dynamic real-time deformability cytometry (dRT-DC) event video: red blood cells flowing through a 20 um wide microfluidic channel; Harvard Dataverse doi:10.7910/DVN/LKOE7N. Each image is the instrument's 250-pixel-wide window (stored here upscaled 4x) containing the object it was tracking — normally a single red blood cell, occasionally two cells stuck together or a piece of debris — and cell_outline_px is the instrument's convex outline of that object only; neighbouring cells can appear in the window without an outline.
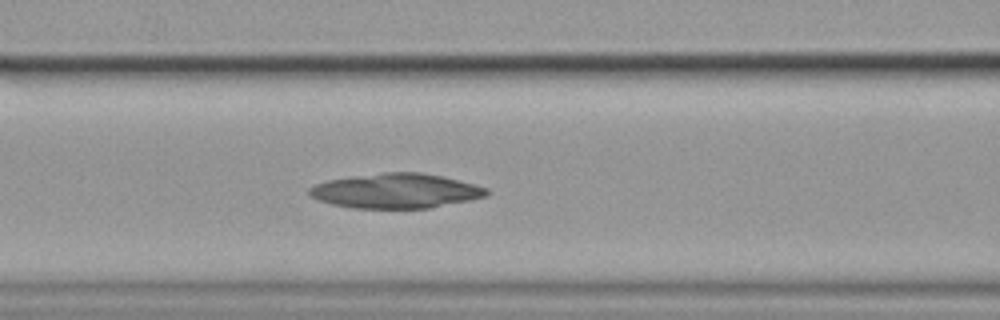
{"species": "common noctule bat (a hibernating species)", "species_latin": "Nyctalus noctula", "temperature_condition": "cold", "stored_images_in_passage": 49, "camera_frame_rate_fps": 3000, "um_per_image_px": 0.085, "animal": {"sex": "female", "body_mass_g": 19.9}, "frame": {"image": 1, "passage_image": 22, "time_ms": 7.0, "image_size_px": [1000, 320], "cell_outline_px": [[488, 196], [428, 208], [352, 208], [332, 204], [308, 196], [308, 188], [316, 184], [328, 180], [352, 176], [384, 172], [420, 172], [440, 176], [488, 188]], "centroid_in_image_um": [33.6, 16.22], "position_along_channel_um": 133.0, "area_um2": 35.6}}
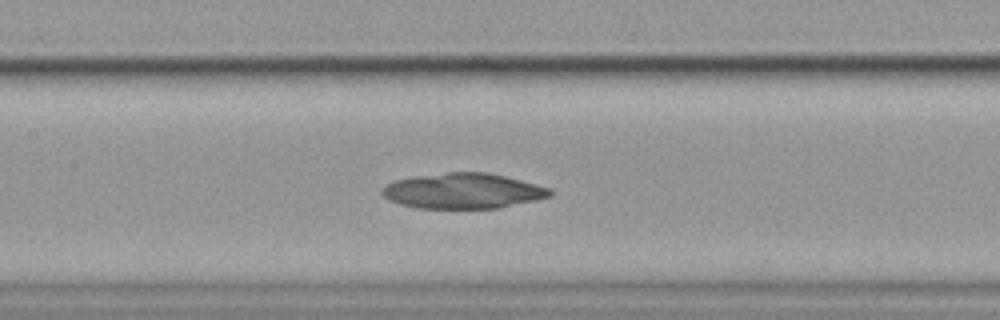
{"frame": {"image": 2, "passage_image": 25, "time_ms": 8.0, "image_size_px": [1000, 320], "cell_outline_px": [[552, 196], [536, 200], [500, 208], [416, 208], [400, 204], [388, 200], [380, 192], [380, 188], [384, 184], [396, 180], [412, 176], [448, 172], [488, 172], [552, 188]], "centroid_in_image_um": [39.33, 16.23], "position_along_channel_um": 168.1, "area_um2": 34.91}}
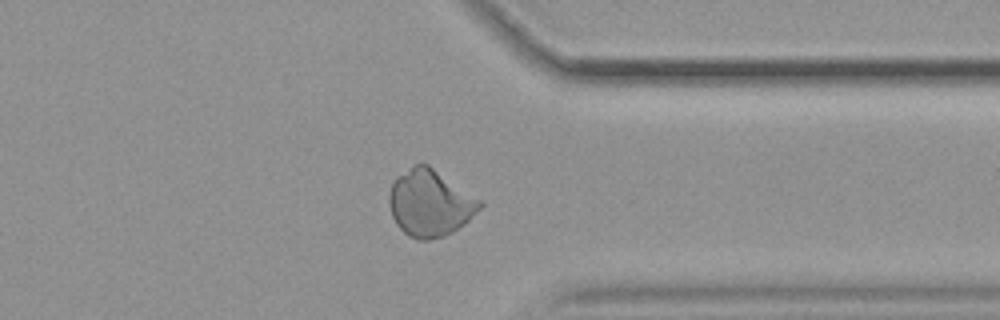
{"frame": {"image": 3, "passage_image": 43, "time_ms": 14.0, "image_size_px": [1000, 320], "cell_outline_px": [[484, 204], [464, 224], [452, 232], [444, 236], [428, 240], [420, 240], [408, 236], [396, 224], [392, 216], [388, 204], [388, 192], [392, 180], [396, 176], [412, 164], [428, 164], [480, 200]], "centroid_in_image_um": [36.49, 17.25], "position_along_channel_um": 374.9, "area_um2": 35.26}}